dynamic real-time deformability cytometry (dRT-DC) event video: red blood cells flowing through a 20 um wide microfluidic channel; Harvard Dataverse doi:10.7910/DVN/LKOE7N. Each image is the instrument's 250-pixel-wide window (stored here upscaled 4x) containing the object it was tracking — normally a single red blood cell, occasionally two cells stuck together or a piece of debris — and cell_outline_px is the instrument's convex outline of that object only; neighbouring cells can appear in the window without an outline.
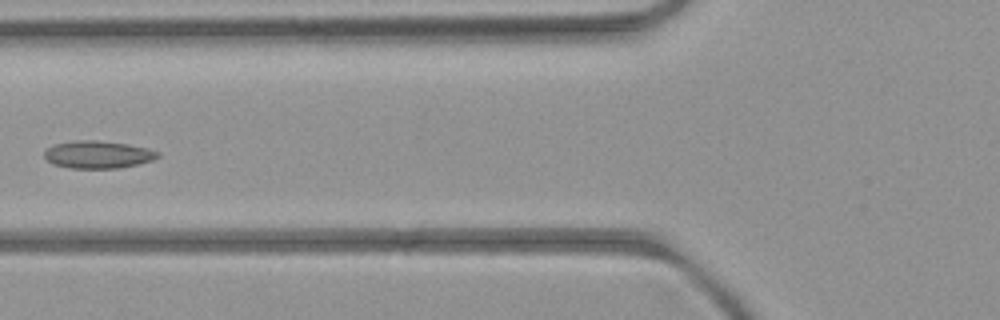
{"species": "common noctule bat (a hibernating species)", "species_latin": "Nyctalus noctula", "temperature_condition": "room temperature", "stored_images_in_passage": 7, "camera_frame_rate_fps": 3000, "um_per_image_px": 0.085, "animal": {"sex": "female", "body_mass_g": 21.9}, "frame": {"image": 1, "passage_image": 6, "time_ms": 5.667, "image_size_px": [1000, 320], "cell_outline_px": [[160, 156], [152, 160], [140, 164], [116, 168], [68, 168], [52, 164], [44, 156], [44, 152], [48, 148], [56, 144], [80, 140], [96, 140], [128, 144], [148, 148], [160, 152]], "centroid_in_image_um": [8.36, 13.14], "position_along_channel_um": 117.4, "area_um2": 18.15}}
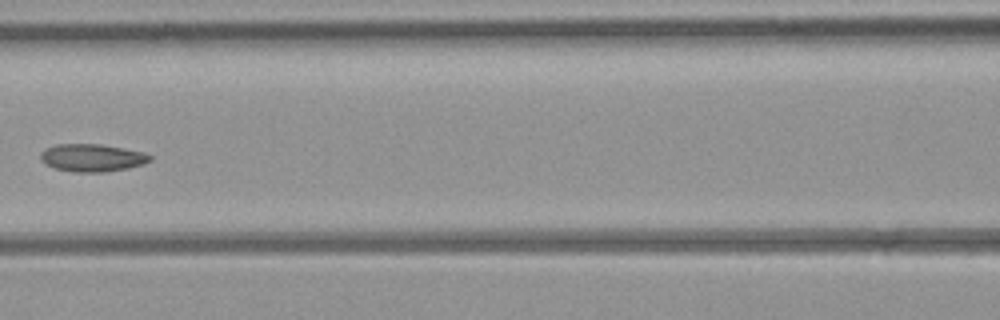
{"frame": {"image": 2, "passage_image": 7, "time_ms": 6.667, "image_size_px": [1000, 320], "cell_outline_px": [[152, 160], [144, 164], [128, 168], [104, 172], [72, 172], [56, 168], [40, 160], [40, 152], [44, 148], [56, 144], [100, 144], [124, 148], [144, 152], [152, 156]], "centroid_in_image_um": [7.84, 13.4], "position_along_channel_um": 158.8, "area_um2": 17.74}}